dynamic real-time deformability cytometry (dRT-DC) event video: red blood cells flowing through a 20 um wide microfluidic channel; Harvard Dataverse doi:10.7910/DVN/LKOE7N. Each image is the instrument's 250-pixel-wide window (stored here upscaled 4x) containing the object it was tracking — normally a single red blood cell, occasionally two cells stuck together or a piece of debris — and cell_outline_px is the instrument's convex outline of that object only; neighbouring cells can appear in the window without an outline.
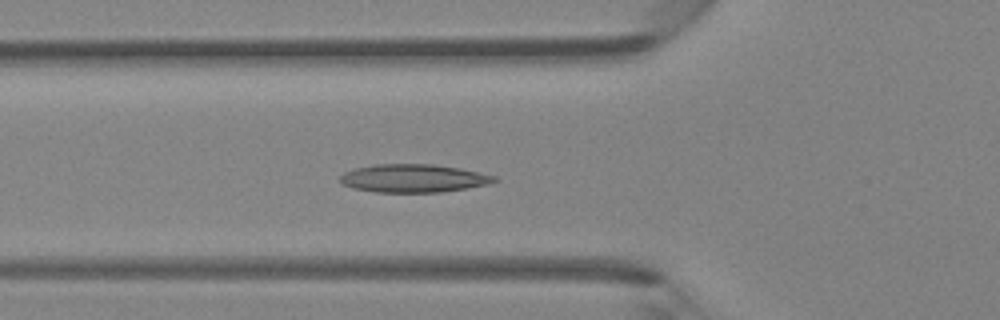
{"species": "Egyptian fruit bat (a non-hibernating species)", "species_latin": "Rousettus aegyptiacus", "temperature_condition": "room temperature", "stored_images_in_passage": 32, "camera_frame_rate_fps": 3000, "um_per_image_px": 0.085, "animal": {"sex": "female"}, "frame": {"image": 1, "passage_image": 2, "time_ms": 0.333, "image_size_px": [1000, 320], "cell_outline_px": [[500, 180], [488, 184], [440, 192], [376, 192], [352, 188], [340, 184], [340, 176], [344, 172], [356, 168], [376, 164], [432, 164], [460, 168], [496, 176]], "centroid_in_image_um": [35.12, 15.15], "position_along_channel_um": 90.7, "area_um2": 25.26}}
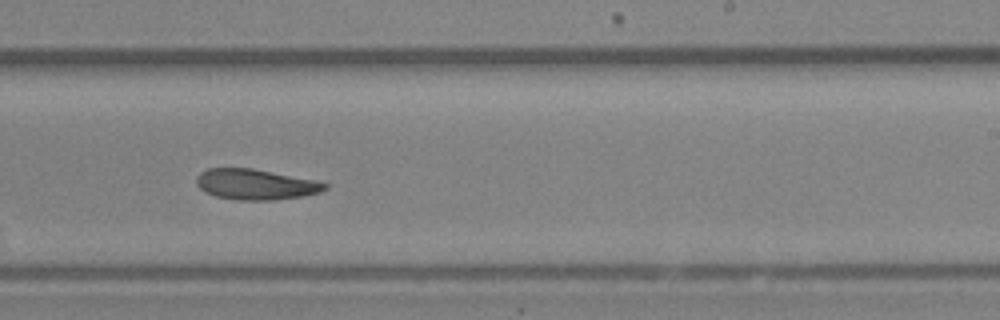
{"frame": {"image": 2, "passage_image": 14, "time_ms": 4.333, "image_size_px": [1000, 320], "cell_outline_px": [[328, 188], [320, 192], [304, 196], [272, 200], [240, 200], [216, 196], [200, 188], [196, 184], [196, 176], [200, 172], [208, 168], [252, 168], [316, 180], [328, 184]], "centroid_in_image_um": [21.74, 15.66], "position_along_channel_um": 267.3, "area_um2": 22.83}}
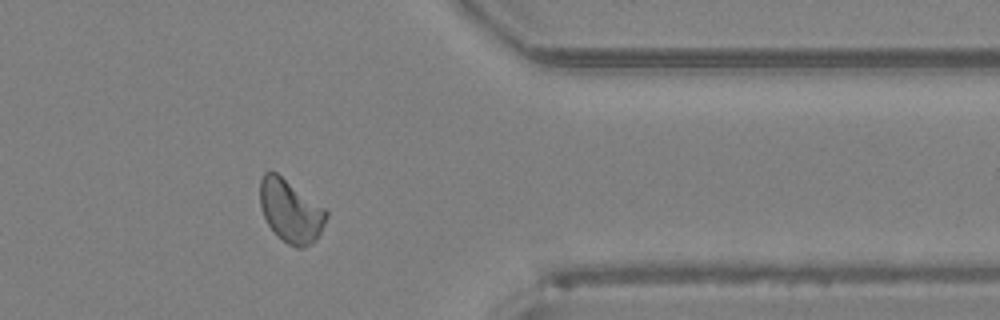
{"frame": {"image": 3, "passage_image": 23, "time_ms": 7.333, "image_size_px": [1000, 320], "cell_outline_px": [[328, 216], [316, 240], [312, 244], [304, 248], [296, 248], [288, 244], [268, 224], [264, 216], [260, 204], [260, 180], [264, 172], [268, 168], [276, 172], [324, 208], [328, 212]], "centroid_in_image_um": [24.69, 17.92], "position_along_channel_um": 386.7, "area_um2": 23.99}}